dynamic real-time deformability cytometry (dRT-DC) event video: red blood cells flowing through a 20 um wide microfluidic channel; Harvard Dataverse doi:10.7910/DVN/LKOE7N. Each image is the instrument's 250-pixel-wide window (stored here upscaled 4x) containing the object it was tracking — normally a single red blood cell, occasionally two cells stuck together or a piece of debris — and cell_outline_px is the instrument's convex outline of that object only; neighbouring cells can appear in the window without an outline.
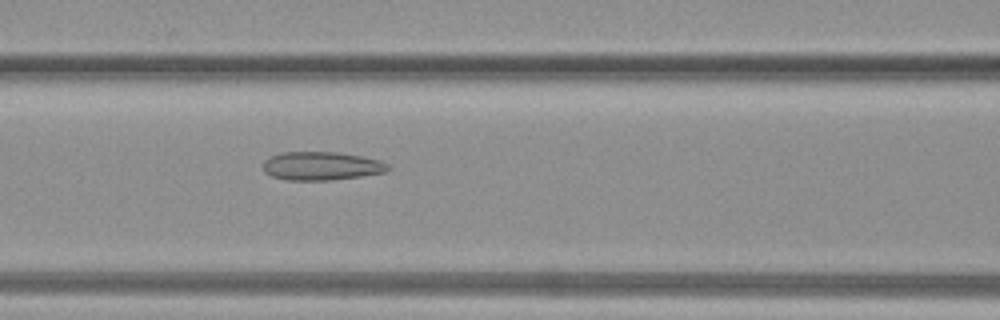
{"species": "common noctule bat (a hibernating species)", "species_latin": "Nyctalus noctula", "temperature_condition": "warm", "stored_images_in_passage": 25, "camera_frame_rate_fps": 3000, "um_per_image_px": 0.085, "animal": {"sex": "female", "body_mass_g": 19.3, "forearm_length_mm": 54.1}, "frame": {"image": 1, "passage_image": 8, "time_ms": 2.333, "image_size_px": [1000, 320], "cell_outline_px": [[392, 168], [388, 172], [332, 180], [288, 180], [272, 176], [264, 172], [264, 160], [280, 152], [336, 152], [360, 156], [380, 160], [388, 164]], "centroid_in_image_um": [27.35, 14.11], "position_along_channel_um": 139.2, "area_um2": 20.75}}
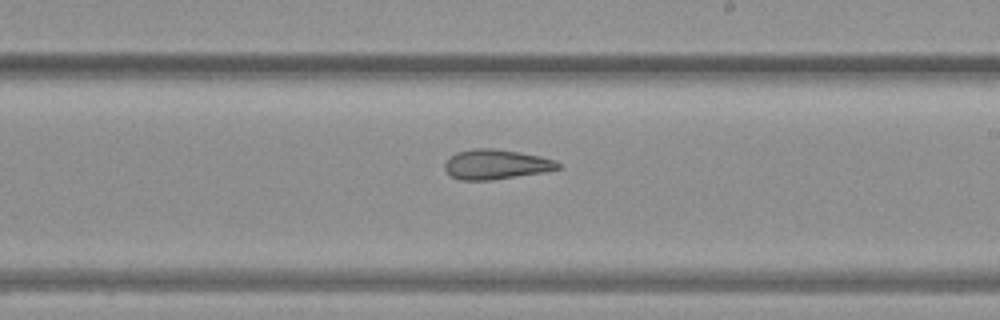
{"frame": {"image": 2, "passage_image": 14, "time_ms": 4.333, "image_size_px": [1000, 320], "cell_outline_px": [[560, 168], [548, 172], [492, 180], [460, 180], [452, 176], [444, 168], [444, 164], [456, 152], [472, 148], [496, 148], [520, 152], [540, 156], [556, 160], [560, 164]], "centroid_in_image_um": [42.21, 13.97], "position_along_channel_um": 246.8, "area_um2": 19.88}}
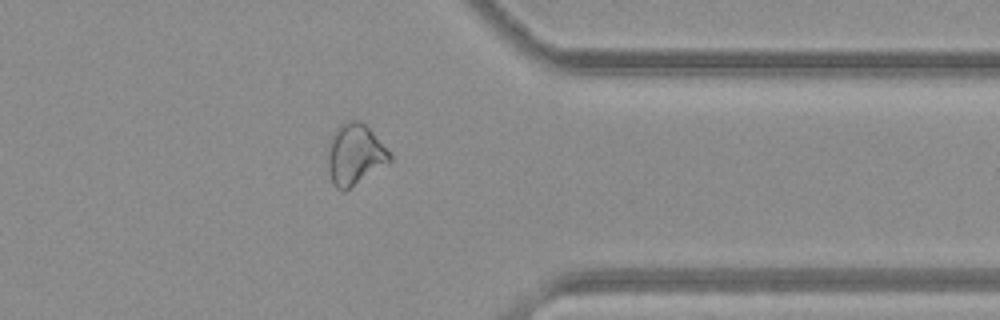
{"frame": {"image": 3, "passage_image": 22, "time_ms": 7.0, "image_size_px": [1000, 320], "cell_outline_px": [[392, 160], [344, 192], [340, 192], [332, 184], [328, 168], [328, 140], [336, 128], [344, 120], [360, 120], [372, 132], [392, 156]], "centroid_in_image_um": [30.11, 13.13], "position_along_channel_um": 381.3, "area_um2": 22.02}}